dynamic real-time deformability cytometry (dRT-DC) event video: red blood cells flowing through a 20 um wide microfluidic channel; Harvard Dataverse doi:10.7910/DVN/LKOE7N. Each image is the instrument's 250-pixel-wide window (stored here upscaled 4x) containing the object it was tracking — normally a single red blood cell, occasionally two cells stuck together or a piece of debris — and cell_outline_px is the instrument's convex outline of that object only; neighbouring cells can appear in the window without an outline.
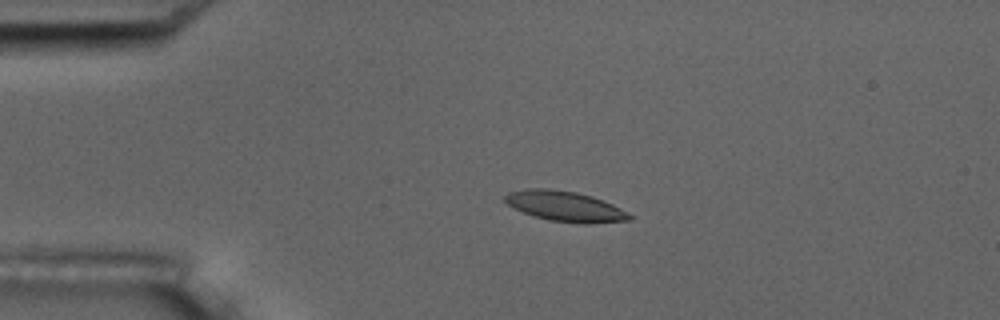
{"species": "common noctule bat (a hibernating species)", "species_latin": "Nyctalus noctula", "temperature_condition": "room temperature", "stored_images_in_passage": 5, "camera_frame_rate_fps": 3000, "um_per_image_px": 0.085, "animal": {"sex": "male", "body_mass_g": 17.5, "forearm_length_mm": 52.3}, "frame": {"image": 1, "passage_image": 4, "time_ms": 3.667, "image_size_px": [1000, 320], "cell_outline_px": [[632, 220], [584, 224], [548, 220], [524, 212], [508, 204], [504, 200], [504, 196], [508, 192], [524, 188], [548, 188], [576, 192], [592, 196], [604, 200], [628, 212], [632, 216]], "centroid_in_image_um": [48.05, 17.52], "position_along_channel_um": 37.0, "area_um2": 21.96}}